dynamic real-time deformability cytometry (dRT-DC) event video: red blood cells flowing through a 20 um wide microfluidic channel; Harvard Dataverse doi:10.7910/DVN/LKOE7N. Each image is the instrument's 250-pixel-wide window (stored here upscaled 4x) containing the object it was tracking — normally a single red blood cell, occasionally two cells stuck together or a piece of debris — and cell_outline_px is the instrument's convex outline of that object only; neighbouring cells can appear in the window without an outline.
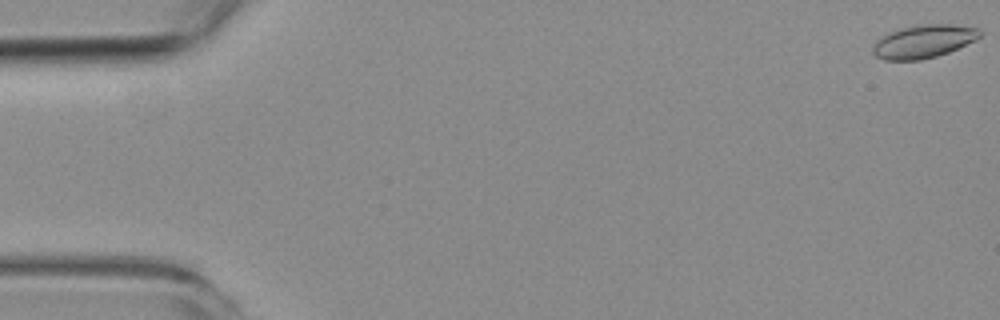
{"species": "common noctule bat (a hibernating species)", "species_latin": "Nyctalus noctula", "temperature_condition": "room temperature", "stored_images_in_passage": 11, "camera_frame_rate_fps": 3000, "um_per_image_px": 0.085, "animal": {"sex": "female", "body_mass_g": 19.3, "forearm_length_mm": 54.1}, "frame": {"image": 1, "passage_image": 1, "time_ms": 0.0, "image_size_px": [1000, 320], "cell_outline_px": [[980, 36], [948, 52], [936, 56], [920, 60], [884, 60], [876, 56], [872, 52], [872, 48], [888, 32], [900, 28], [916, 24], [952, 24], [980, 28]], "centroid_in_image_um": [78.48, 3.51], "position_along_channel_um": 6.5, "area_um2": 20.35}}
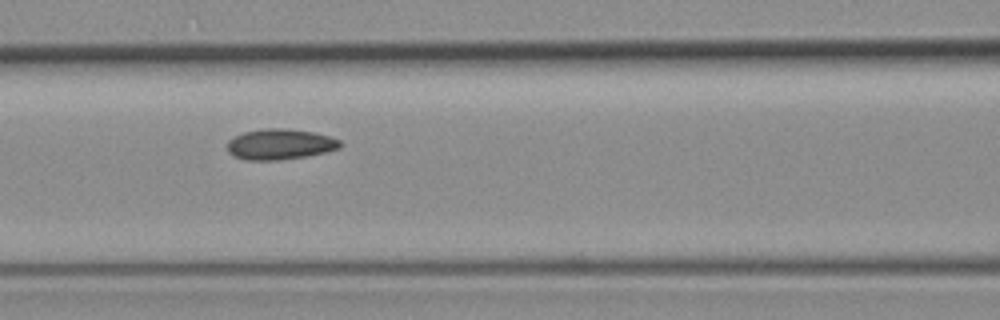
{"frame": {"image": 2, "passage_image": 7, "time_ms": 7.667, "image_size_px": [1000, 320], "cell_outline_px": [[344, 144], [340, 148], [308, 156], [276, 160], [244, 160], [228, 152], [228, 140], [244, 132], [264, 128], [284, 128], [312, 132], [332, 136], [340, 140]], "centroid_in_image_um": [23.84, 12.26], "position_along_channel_um": 142.8, "area_um2": 20.17}}
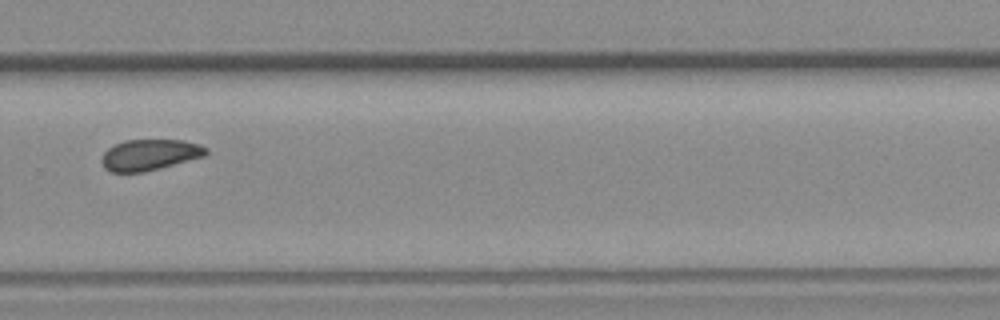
{"frame": {"image": 3, "passage_image": 11, "time_ms": 12.333, "image_size_px": [1000, 320], "cell_outline_px": [[208, 152], [204, 156], [144, 172], [112, 172], [104, 168], [100, 160], [104, 152], [108, 148], [124, 140], [184, 140], [200, 144], [208, 148]], "centroid_in_image_um": [12.71, 13.15], "position_along_channel_um": 317.1, "area_um2": 18.84}}